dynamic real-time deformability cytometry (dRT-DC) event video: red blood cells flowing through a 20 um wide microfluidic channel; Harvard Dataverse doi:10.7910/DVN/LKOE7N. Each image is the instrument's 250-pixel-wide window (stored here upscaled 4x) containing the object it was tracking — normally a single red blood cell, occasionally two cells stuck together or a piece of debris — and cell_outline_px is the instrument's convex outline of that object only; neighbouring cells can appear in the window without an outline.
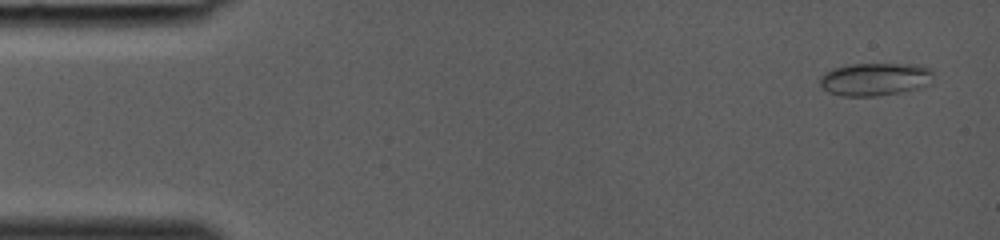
{"species": "common noctule bat (a hibernating species)", "species_latin": "Nyctalus noctula", "temperature_condition": "room temperature", "stored_images_in_passage": 35, "camera_frame_rate_fps": 3000, "um_per_image_px": 0.085, "animal": {"sex": "female", "body_mass_g": 19.0, "forearm_length_mm": 53.3}, "frame": {"image": 1, "passage_image": 1, "time_ms": 0.0, "image_size_px": [1000, 240], "cell_outline_px": [[932, 84], [920, 88], [900, 92], [876, 96], [844, 96], [828, 92], [820, 88], [820, 76], [824, 72], [832, 68], [848, 64], [920, 64], [932, 68]], "centroid_in_image_um": [74.39, 6.72], "position_along_channel_um": 10.6, "area_um2": 22.2}}